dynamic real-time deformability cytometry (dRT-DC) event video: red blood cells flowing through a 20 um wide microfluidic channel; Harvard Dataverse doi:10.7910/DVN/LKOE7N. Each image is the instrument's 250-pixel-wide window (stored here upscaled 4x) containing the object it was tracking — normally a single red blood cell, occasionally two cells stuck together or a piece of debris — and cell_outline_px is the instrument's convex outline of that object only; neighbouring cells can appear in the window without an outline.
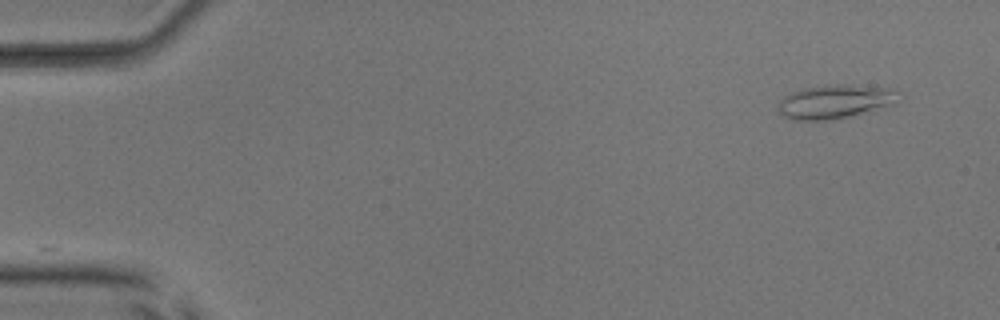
{"species": "common noctule bat (a hibernating species)", "species_latin": "Nyctalus noctula", "temperature_condition": "room temperature", "stored_images_in_passage": 13, "camera_frame_rate_fps": 3000, "um_per_image_px": 0.085, "animal": {"sex": "male", "body_mass_g": 17.9, "forearm_length_mm": 54.2}, "frame": {"image": 1, "passage_image": 1, "time_ms": 0.0, "image_size_px": [1000, 320], "cell_outline_px": [[900, 92], [888, 104], [848, 116], [828, 120], [792, 120], [784, 116], [776, 108], [780, 100], [784, 96], [800, 88], [836, 84], [852, 84], [892, 88]], "centroid_in_image_um": [70.85, 8.61], "position_along_channel_um": 14.1, "area_um2": 23.24}}